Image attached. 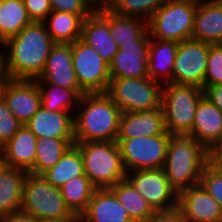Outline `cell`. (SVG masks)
Listing matches in <instances>:
<instances>
[{"instance_id":"1","label":"cell","mask_w":222,"mask_h":222,"mask_svg":"<svg viewBox=\"0 0 222 222\" xmlns=\"http://www.w3.org/2000/svg\"><path fill=\"white\" fill-rule=\"evenodd\" d=\"M55 42L44 22L32 21L5 41L8 71L12 79L34 80L43 72Z\"/></svg>"},{"instance_id":"2","label":"cell","mask_w":222,"mask_h":222,"mask_svg":"<svg viewBox=\"0 0 222 222\" xmlns=\"http://www.w3.org/2000/svg\"><path fill=\"white\" fill-rule=\"evenodd\" d=\"M75 112V142L117 140L122 112L106 93L83 94Z\"/></svg>"},{"instance_id":"3","label":"cell","mask_w":222,"mask_h":222,"mask_svg":"<svg viewBox=\"0 0 222 222\" xmlns=\"http://www.w3.org/2000/svg\"><path fill=\"white\" fill-rule=\"evenodd\" d=\"M209 152L188 135H172L169 139L163 171L170 186L179 194L200 183Z\"/></svg>"},{"instance_id":"4","label":"cell","mask_w":222,"mask_h":222,"mask_svg":"<svg viewBox=\"0 0 222 222\" xmlns=\"http://www.w3.org/2000/svg\"><path fill=\"white\" fill-rule=\"evenodd\" d=\"M81 152L85 175L97 189L114 186L126 179L120 149L116 141L75 142Z\"/></svg>"},{"instance_id":"5","label":"cell","mask_w":222,"mask_h":222,"mask_svg":"<svg viewBox=\"0 0 222 222\" xmlns=\"http://www.w3.org/2000/svg\"><path fill=\"white\" fill-rule=\"evenodd\" d=\"M204 89L194 85L166 83L162 88L161 107L164 125L171 135H188Z\"/></svg>"},{"instance_id":"6","label":"cell","mask_w":222,"mask_h":222,"mask_svg":"<svg viewBox=\"0 0 222 222\" xmlns=\"http://www.w3.org/2000/svg\"><path fill=\"white\" fill-rule=\"evenodd\" d=\"M163 84L149 77L111 78L106 94L122 113L161 108Z\"/></svg>"},{"instance_id":"7","label":"cell","mask_w":222,"mask_h":222,"mask_svg":"<svg viewBox=\"0 0 222 222\" xmlns=\"http://www.w3.org/2000/svg\"><path fill=\"white\" fill-rule=\"evenodd\" d=\"M21 211L38 221L78 217L66 206L59 187L50 185L42 176L29 173L24 182Z\"/></svg>"},{"instance_id":"8","label":"cell","mask_w":222,"mask_h":222,"mask_svg":"<svg viewBox=\"0 0 222 222\" xmlns=\"http://www.w3.org/2000/svg\"><path fill=\"white\" fill-rule=\"evenodd\" d=\"M197 6L168 0L156 10L148 21L150 37L177 42L192 36Z\"/></svg>"},{"instance_id":"9","label":"cell","mask_w":222,"mask_h":222,"mask_svg":"<svg viewBox=\"0 0 222 222\" xmlns=\"http://www.w3.org/2000/svg\"><path fill=\"white\" fill-rule=\"evenodd\" d=\"M171 136L165 131L157 136L117 138L126 171L163 168Z\"/></svg>"},{"instance_id":"10","label":"cell","mask_w":222,"mask_h":222,"mask_svg":"<svg viewBox=\"0 0 222 222\" xmlns=\"http://www.w3.org/2000/svg\"><path fill=\"white\" fill-rule=\"evenodd\" d=\"M73 67L79 88L86 93H105L109 81V64L81 39L72 43Z\"/></svg>"},{"instance_id":"11","label":"cell","mask_w":222,"mask_h":222,"mask_svg":"<svg viewBox=\"0 0 222 222\" xmlns=\"http://www.w3.org/2000/svg\"><path fill=\"white\" fill-rule=\"evenodd\" d=\"M210 45L192 38L179 42L170 83L204 88Z\"/></svg>"},{"instance_id":"12","label":"cell","mask_w":222,"mask_h":222,"mask_svg":"<svg viewBox=\"0 0 222 222\" xmlns=\"http://www.w3.org/2000/svg\"><path fill=\"white\" fill-rule=\"evenodd\" d=\"M126 179L155 212L178 208V193L170 186L162 168L127 172Z\"/></svg>"},{"instance_id":"13","label":"cell","mask_w":222,"mask_h":222,"mask_svg":"<svg viewBox=\"0 0 222 222\" xmlns=\"http://www.w3.org/2000/svg\"><path fill=\"white\" fill-rule=\"evenodd\" d=\"M150 34L147 30L137 41L119 45L109 63L110 78L148 77L147 60Z\"/></svg>"},{"instance_id":"14","label":"cell","mask_w":222,"mask_h":222,"mask_svg":"<svg viewBox=\"0 0 222 222\" xmlns=\"http://www.w3.org/2000/svg\"><path fill=\"white\" fill-rule=\"evenodd\" d=\"M178 209L186 222H222V207L200 183L178 194Z\"/></svg>"},{"instance_id":"15","label":"cell","mask_w":222,"mask_h":222,"mask_svg":"<svg viewBox=\"0 0 222 222\" xmlns=\"http://www.w3.org/2000/svg\"><path fill=\"white\" fill-rule=\"evenodd\" d=\"M4 101L18 121L25 125L41 107V92L35 80L12 79Z\"/></svg>"},{"instance_id":"16","label":"cell","mask_w":222,"mask_h":222,"mask_svg":"<svg viewBox=\"0 0 222 222\" xmlns=\"http://www.w3.org/2000/svg\"><path fill=\"white\" fill-rule=\"evenodd\" d=\"M83 42L97 51L108 64L119 50L109 31V9L93 11L82 23Z\"/></svg>"},{"instance_id":"17","label":"cell","mask_w":222,"mask_h":222,"mask_svg":"<svg viewBox=\"0 0 222 222\" xmlns=\"http://www.w3.org/2000/svg\"><path fill=\"white\" fill-rule=\"evenodd\" d=\"M35 81H46L68 89H80L73 67L72 44L55 43L41 75Z\"/></svg>"},{"instance_id":"18","label":"cell","mask_w":222,"mask_h":222,"mask_svg":"<svg viewBox=\"0 0 222 222\" xmlns=\"http://www.w3.org/2000/svg\"><path fill=\"white\" fill-rule=\"evenodd\" d=\"M37 139L26 125H22L0 148L1 163L29 173L35 165Z\"/></svg>"},{"instance_id":"19","label":"cell","mask_w":222,"mask_h":222,"mask_svg":"<svg viewBox=\"0 0 222 222\" xmlns=\"http://www.w3.org/2000/svg\"><path fill=\"white\" fill-rule=\"evenodd\" d=\"M166 131L162 107L151 111L121 114L117 138H136L161 135Z\"/></svg>"},{"instance_id":"20","label":"cell","mask_w":222,"mask_h":222,"mask_svg":"<svg viewBox=\"0 0 222 222\" xmlns=\"http://www.w3.org/2000/svg\"><path fill=\"white\" fill-rule=\"evenodd\" d=\"M222 132V112L204 96L196 109L194 124L188 136L207 150L218 140Z\"/></svg>"},{"instance_id":"21","label":"cell","mask_w":222,"mask_h":222,"mask_svg":"<svg viewBox=\"0 0 222 222\" xmlns=\"http://www.w3.org/2000/svg\"><path fill=\"white\" fill-rule=\"evenodd\" d=\"M79 218L83 222H133L109 188L96 189Z\"/></svg>"},{"instance_id":"22","label":"cell","mask_w":222,"mask_h":222,"mask_svg":"<svg viewBox=\"0 0 222 222\" xmlns=\"http://www.w3.org/2000/svg\"><path fill=\"white\" fill-rule=\"evenodd\" d=\"M73 115L51 112L41 106L25 125L37 138H74Z\"/></svg>"},{"instance_id":"23","label":"cell","mask_w":222,"mask_h":222,"mask_svg":"<svg viewBox=\"0 0 222 222\" xmlns=\"http://www.w3.org/2000/svg\"><path fill=\"white\" fill-rule=\"evenodd\" d=\"M192 39L222 44V1L211 0L196 9Z\"/></svg>"},{"instance_id":"24","label":"cell","mask_w":222,"mask_h":222,"mask_svg":"<svg viewBox=\"0 0 222 222\" xmlns=\"http://www.w3.org/2000/svg\"><path fill=\"white\" fill-rule=\"evenodd\" d=\"M179 42L150 37L147 69L148 77L162 84L172 81L173 64Z\"/></svg>"},{"instance_id":"25","label":"cell","mask_w":222,"mask_h":222,"mask_svg":"<svg viewBox=\"0 0 222 222\" xmlns=\"http://www.w3.org/2000/svg\"><path fill=\"white\" fill-rule=\"evenodd\" d=\"M28 172L0 163V218L21 211Z\"/></svg>"},{"instance_id":"26","label":"cell","mask_w":222,"mask_h":222,"mask_svg":"<svg viewBox=\"0 0 222 222\" xmlns=\"http://www.w3.org/2000/svg\"><path fill=\"white\" fill-rule=\"evenodd\" d=\"M83 21L78 14L52 11L43 22L55 43L72 44L81 38Z\"/></svg>"},{"instance_id":"27","label":"cell","mask_w":222,"mask_h":222,"mask_svg":"<svg viewBox=\"0 0 222 222\" xmlns=\"http://www.w3.org/2000/svg\"><path fill=\"white\" fill-rule=\"evenodd\" d=\"M36 83L41 92V106L51 112L75 113L81 96L85 94L81 89L62 88L46 81Z\"/></svg>"},{"instance_id":"28","label":"cell","mask_w":222,"mask_h":222,"mask_svg":"<svg viewBox=\"0 0 222 222\" xmlns=\"http://www.w3.org/2000/svg\"><path fill=\"white\" fill-rule=\"evenodd\" d=\"M41 176L50 185L59 188L74 177L86 176L80 150L75 145H72L61 159Z\"/></svg>"},{"instance_id":"29","label":"cell","mask_w":222,"mask_h":222,"mask_svg":"<svg viewBox=\"0 0 222 222\" xmlns=\"http://www.w3.org/2000/svg\"><path fill=\"white\" fill-rule=\"evenodd\" d=\"M74 144V138H38L35 165L29 174L41 176L46 170L52 168Z\"/></svg>"},{"instance_id":"30","label":"cell","mask_w":222,"mask_h":222,"mask_svg":"<svg viewBox=\"0 0 222 222\" xmlns=\"http://www.w3.org/2000/svg\"><path fill=\"white\" fill-rule=\"evenodd\" d=\"M116 196L120 204L126 209L133 222H146L155 211L147 203V200L124 179L109 188Z\"/></svg>"},{"instance_id":"31","label":"cell","mask_w":222,"mask_h":222,"mask_svg":"<svg viewBox=\"0 0 222 222\" xmlns=\"http://www.w3.org/2000/svg\"><path fill=\"white\" fill-rule=\"evenodd\" d=\"M31 22L23 0H0V40L19 34Z\"/></svg>"},{"instance_id":"32","label":"cell","mask_w":222,"mask_h":222,"mask_svg":"<svg viewBox=\"0 0 222 222\" xmlns=\"http://www.w3.org/2000/svg\"><path fill=\"white\" fill-rule=\"evenodd\" d=\"M97 188L87 176H77L60 187L66 206L78 217L86 210Z\"/></svg>"},{"instance_id":"33","label":"cell","mask_w":222,"mask_h":222,"mask_svg":"<svg viewBox=\"0 0 222 222\" xmlns=\"http://www.w3.org/2000/svg\"><path fill=\"white\" fill-rule=\"evenodd\" d=\"M147 30L146 20L118 15L109 9V31L118 45L137 41Z\"/></svg>"},{"instance_id":"34","label":"cell","mask_w":222,"mask_h":222,"mask_svg":"<svg viewBox=\"0 0 222 222\" xmlns=\"http://www.w3.org/2000/svg\"><path fill=\"white\" fill-rule=\"evenodd\" d=\"M168 0H114L109 8L118 15L137 17L146 20L151 19L153 13Z\"/></svg>"},{"instance_id":"35","label":"cell","mask_w":222,"mask_h":222,"mask_svg":"<svg viewBox=\"0 0 222 222\" xmlns=\"http://www.w3.org/2000/svg\"><path fill=\"white\" fill-rule=\"evenodd\" d=\"M222 83V44L210 45L204 86Z\"/></svg>"},{"instance_id":"36","label":"cell","mask_w":222,"mask_h":222,"mask_svg":"<svg viewBox=\"0 0 222 222\" xmlns=\"http://www.w3.org/2000/svg\"><path fill=\"white\" fill-rule=\"evenodd\" d=\"M200 184L222 207V172L208 163L202 171Z\"/></svg>"},{"instance_id":"37","label":"cell","mask_w":222,"mask_h":222,"mask_svg":"<svg viewBox=\"0 0 222 222\" xmlns=\"http://www.w3.org/2000/svg\"><path fill=\"white\" fill-rule=\"evenodd\" d=\"M22 124L13 115L4 100L0 101V148L18 131Z\"/></svg>"},{"instance_id":"38","label":"cell","mask_w":222,"mask_h":222,"mask_svg":"<svg viewBox=\"0 0 222 222\" xmlns=\"http://www.w3.org/2000/svg\"><path fill=\"white\" fill-rule=\"evenodd\" d=\"M52 11L78 14L87 18L94 10L85 0H49Z\"/></svg>"},{"instance_id":"39","label":"cell","mask_w":222,"mask_h":222,"mask_svg":"<svg viewBox=\"0 0 222 222\" xmlns=\"http://www.w3.org/2000/svg\"><path fill=\"white\" fill-rule=\"evenodd\" d=\"M32 21L43 22L52 12L49 0H23Z\"/></svg>"},{"instance_id":"40","label":"cell","mask_w":222,"mask_h":222,"mask_svg":"<svg viewBox=\"0 0 222 222\" xmlns=\"http://www.w3.org/2000/svg\"><path fill=\"white\" fill-rule=\"evenodd\" d=\"M146 222H186L178 208L170 211H158L148 218Z\"/></svg>"},{"instance_id":"41","label":"cell","mask_w":222,"mask_h":222,"mask_svg":"<svg viewBox=\"0 0 222 222\" xmlns=\"http://www.w3.org/2000/svg\"><path fill=\"white\" fill-rule=\"evenodd\" d=\"M204 94L222 112V83L204 86Z\"/></svg>"},{"instance_id":"42","label":"cell","mask_w":222,"mask_h":222,"mask_svg":"<svg viewBox=\"0 0 222 222\" xmlns=\"http://www.w3.org/2000/svg\"><path fill=\"white\" fill-rule=\"evenodd\" d=\"M208 152L209 163L222 172V145H213Z\"/></svg>"},{"instance_id":"43","label":"cell","mask_w":222,"mask_h":222,"mask_svg":"<svg viewBox=\"0 0 222 222\" xmlns=\"http://www.w3.org/2000/svg\"><path fill=\"white\" fill-rule=\"evenodd\" d=\"M0 222H39V221L36 218H34L32 215L19 211L0 218Z\"/></svg>"},{"instance_id":"44","label":"cell","mask_w":222,"mask_h":222,"mask_svg":"<svg viewBox=\"0 0 222 222\" xmlns=\"http://www.w3.org/2000/svg\"><path fill=\"white\" fill-rule=\"evenodd\" d=\"M0 49V76H11L8 71L5 41L0 40Z\"/></svg>"},{"instance_id":"45","label":"cell","mask_w":222,"mask_h":222,"mask_svg":"<svg viewBox=\"0 0 222 222\" xmlns=\"http://www.w3.org/2000/svg\"><path fill=\"white\" fill-rule=\"evenodd\" d=\"M94 11L102 10V9H109L114 0H85Z\"/></svg>"},{"instance_id":"46","label":"cell","mask_w":222,"mask_h":222,"mask_svg":"<svg viewBox=\"0 0 222 222\" xmlns=\"http://www.w3.org/2000/svg\"><path fill=\"white\" fill-rule=\"evenodd\" d=\"M11 80V76H0V101L4 100L6 87L11 82Z\"/></svg>"},{"instance_id":"47","label":"cell","mask_w":222,"mask_h":222,"mask_svg":"<svg viewBox=\"0 0 222 222\" xmlns=\"http://www.w3.org/2000/svg\"><path fill=\"white\" fill-rule=\"evenodd\" d=\"M79 217H63V218H53L40 220L39 222H76Z\"/></svg>"},{"instance_id":"48","label":"cell","mask_w":222,"mask_h":222,"mask_svg":"<svg viewBox=\"0 0 222 222\" xmlns=\"http://www.w3.org/2000/svg\"><path fill=\"white\" fill-rule=\"evenodd\" d=\"M174 1H177V2H182V3H189V4H192V5H195V6H200L206 2H209L211 0H174Z\"/></svg>"},{"instance_id":"49","label":"cell","mask_w":222,"mask_h":222,"mask_svg":"<svg viewBox=\"0 0 222 222\" xmlns=\"http://www.w3.org/2000/svg\"><path fill=\"white\" fill-rule=\"evenodd\" d=\"M214 145H222V132H221V135L219 137V140Z\"/></svg>"},{"instance_id":"50","label":"cell","mask_w":222,"mask_h":222,"mask_svg":"<svg viewBox=\"0 0 222 222\" xmlns=\"http://www.w3.org/2000/svg\"><path fill=\"white\" fill-rule=\"evenodd\" d=\"M76 222H83V221L80 218H78Z\"/></svg>"}]
</instances>
